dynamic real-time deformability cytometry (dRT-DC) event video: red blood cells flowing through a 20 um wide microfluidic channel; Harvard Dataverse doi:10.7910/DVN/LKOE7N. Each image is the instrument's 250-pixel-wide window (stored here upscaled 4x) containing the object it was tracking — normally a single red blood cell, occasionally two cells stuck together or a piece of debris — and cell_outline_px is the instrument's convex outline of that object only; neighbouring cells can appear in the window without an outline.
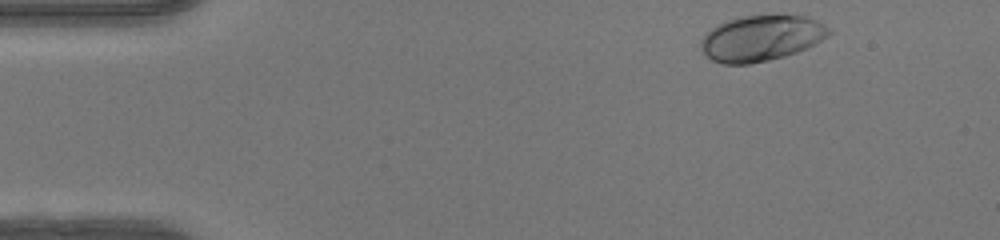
{"species": "human", "species_latin": "Homo sapiens", "temperature_condition": "warm", "stored_images_in_passage": 45, "camera_frame_rate_fps": 3000, "um_per_image_px": 0.085, "donor": {"sex": "female"}, "frame": {"image": 1, "passage_image": 1, "time_ms": 0.0, "image_size_px": [1000, 240], "cell_outline_px": [[832, 32], [828, 36], [796, 52], [784, 56], [768, 60], [748, 64], [720, 64], [712, 60], [700, 48], [700, 40], [712, 28], [728, 20], [744, 16], [804, 16], [816, 20], [824, 24]], "centroid_in_image_um": [64.68, 3.26], "position_along_channel_um": 20.3, "area_um2": 33.52}}
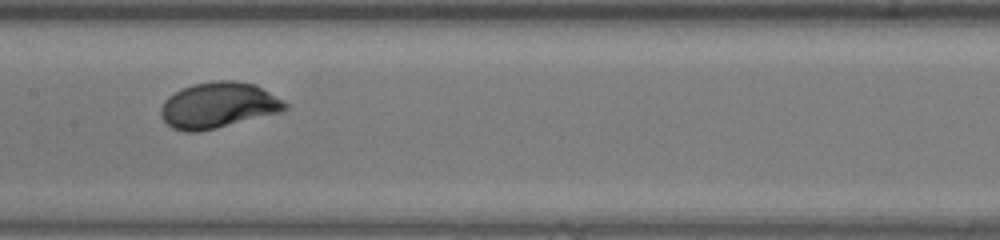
{"frame": {"image": 2, "passage_image": 20, "time_ms": 6.333, "image_size_px": [1000, 240], "cell_outline_px": [[288, 108], [280, 112], [200, 132], [184, 132], [172, 128], [160, 116], [160, 108], [164, 100], [168, 96], [192, 84], [212, 80], [232, 80], [256, 84], [288, 104]], "centroid_in_image_um": [18.52, 8.94], "position_along_channel_um": 188.9, "area_um2": 33.18}}
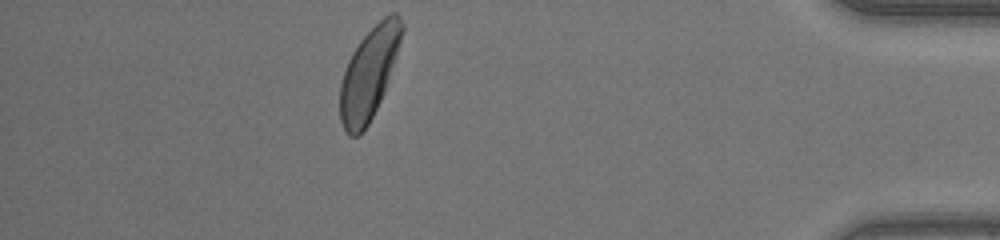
{"frame": {"image": 3, "passage_image": 39, "time_ms": 12.667, "image_size_px": [1000, 240], "cell_outline_px": [[404, 28], [384, 92], [368, 124], [356, 136], [348, 136], [340, 120], [340, 84], [348, 60], [352, 52], [360, 40], [384, 16], [392, 12], [396, 12], [400, 16], [404, 24]], "centroid_in_image_um": [31.35, 6.22], "position_along_channel_um": 403.8, "area_um2": 32.25}, "authors_computed_cell_mechanics": {"area_um2": 32.368, "velocity_mm_per_s": 4.1729, "shape_relaxation_time_tau1_ms": 2.3433, "shape_relaxation_time_tau2_ms": null, "deformation_change_tau1": 0.1673, "deformation_change_tau2": null}}